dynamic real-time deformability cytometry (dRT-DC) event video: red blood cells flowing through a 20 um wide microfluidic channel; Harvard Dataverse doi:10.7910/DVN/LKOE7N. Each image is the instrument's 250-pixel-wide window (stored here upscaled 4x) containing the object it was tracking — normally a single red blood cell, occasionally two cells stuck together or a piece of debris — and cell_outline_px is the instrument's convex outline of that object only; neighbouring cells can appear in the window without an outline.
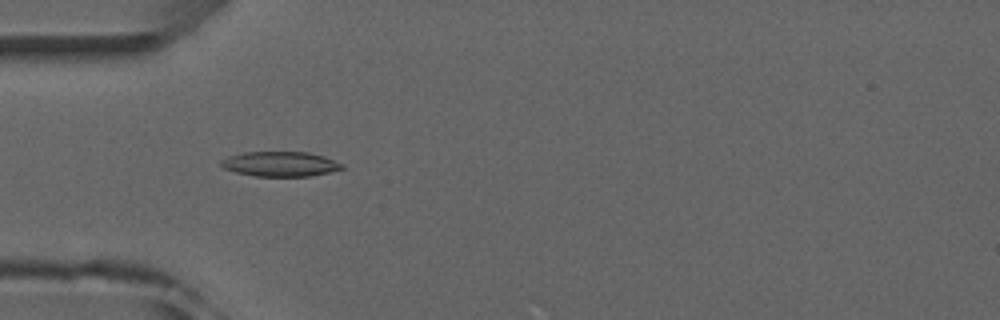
{"species": "common noctule bat (a hibernating species)", "species_latin": "Nyctalus noctula", "temperature_condition": "room temperature", "stored_images_in_passage": 5, "camera_frame_rate_fps": 3000, "um_per_image_px": 0.085, "animal": {"sex": "male", "forearm_length_mm": 52.5}, "frame": {"image": 1, "passage_image": 3, "time_ms": 2.333, "image_size_px": [1000, 320], "cell_outline_px": [[344, 168], [312, 176], [256, 176], [236, 172], [224, 168], [220, 164], [220, 160], [244, 152], [308, 152], [324, 156], [344, 164]], "centroid_in_image_um": [23.85, 13.94], "position_along_channel_um": 61.1, "area_um2": 17.4}}
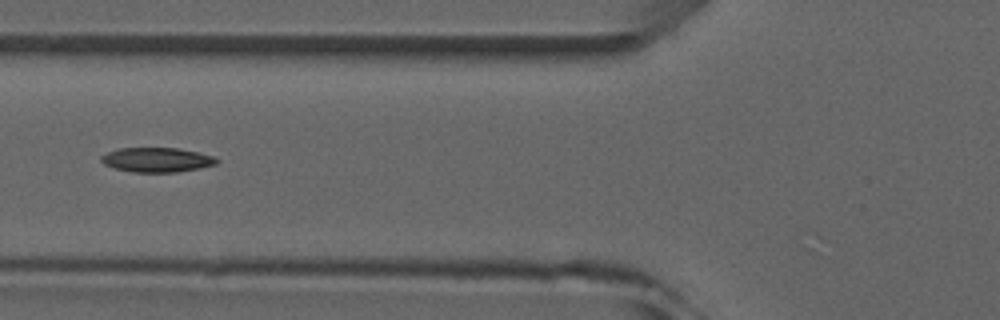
{"frame": {"image": 2, "passage_image": 4, "time_ms": 3.667, "image_size_px": [1000, 320], "cell_outline_px": [[220, 160], [216, 164], [200, 168], [176, 172], [132, 172], [112, 168], [104, 164], [100, 160], [100, 156], [116, 148], [176, 148], [196, 152], [212, 156]], "centroid_in_image_um": [13.28, 13.59], "position_along_channel_um": 112.5, "area_um2": 16.53}}
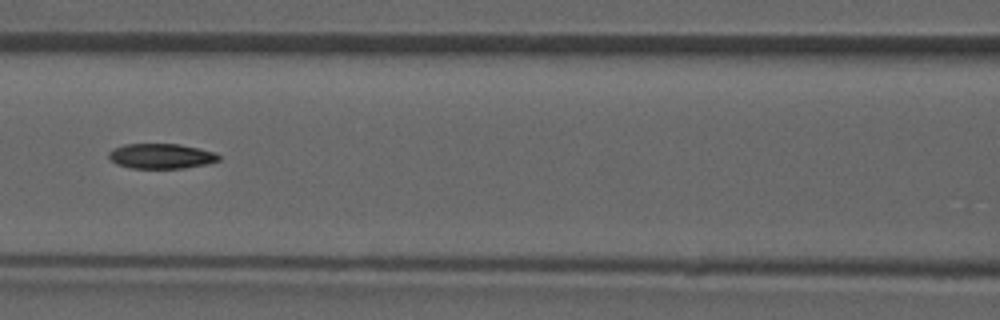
{"frame": {"image": 3, "passage_image": 5, "time_ms": 4.667, "image_size_px": [1000, 320], "cell_outline_px": [[220, 160], [208, 164], [184, 168], [132, 168], [116, 164], [108, 156], [108, 152], [112, 148], [124, 144], [180, 144], [200, 148], [216, 152], [220, 156]], "centroid_in_image_um": [13.72, 13.26], "position_along_channel_um": 152.9, "area_um2": 16.24}}